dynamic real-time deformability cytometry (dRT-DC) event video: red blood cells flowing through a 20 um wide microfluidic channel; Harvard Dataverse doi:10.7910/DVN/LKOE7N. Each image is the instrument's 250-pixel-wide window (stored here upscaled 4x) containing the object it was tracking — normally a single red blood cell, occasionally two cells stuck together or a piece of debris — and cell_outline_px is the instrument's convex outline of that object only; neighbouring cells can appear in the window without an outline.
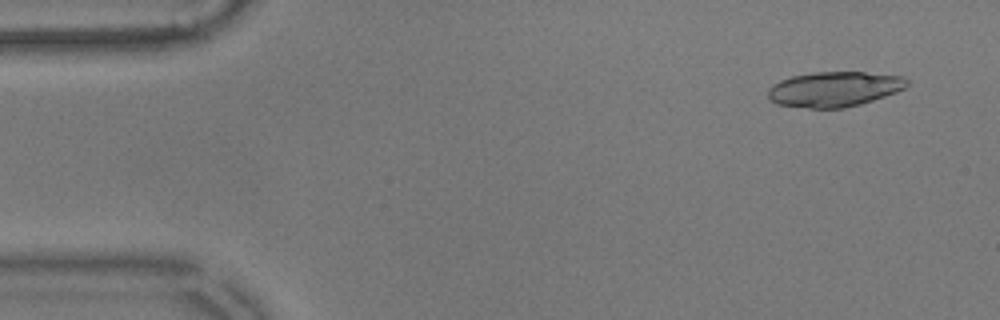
{"species": "common noctule bat (a hibernating species)", "species_latin": "Nyctalus noctula", "temperature_condition": "warm", "stored_images_in_passage": 54, "camera_frame_rate_fps": 3000, "um_per_image_px": 0.085, "animal": {"sex": "male", "body_mass_g": 17.9}, "frame": {"image": 1, "passage_image": 2, "time_ms": 0.333, "image_size_px": [1000, 320], "cell_outline_px": [[908, 84], [904, 88], [896, 92], [860, 104], [844, 108], [808, 108], [776, 104], [768, 96], [768, 88], [772, 84], [780, 80], [792, 76], [812, 72], [864, 72], [904, 76], [908, 80]], "centroid_in_image_um": [70.9, 7.57], "position_along_channel_um": 14.1, "area_um2": 28.44}}